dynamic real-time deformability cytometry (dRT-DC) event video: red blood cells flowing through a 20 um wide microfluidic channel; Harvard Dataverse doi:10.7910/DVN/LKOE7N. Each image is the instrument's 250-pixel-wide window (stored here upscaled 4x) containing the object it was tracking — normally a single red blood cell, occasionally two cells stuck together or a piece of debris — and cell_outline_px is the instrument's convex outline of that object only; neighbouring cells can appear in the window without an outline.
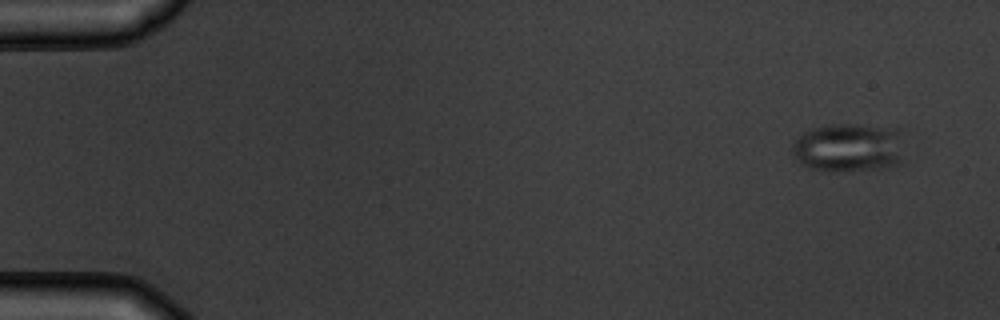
{"species": "common noctule bat (a hibernating species)", "species_latin": "Nyctalus noctula", "temperature_condition": "warm", "stored_images_in_passage": 5, "camera_frame_rate_fps": 3000, "um_per_image_px": 0.085, "animal": {"sex": "male", "body_mass_g": 19.5, "forearm_length_mm": 54.6}, "frame": {"image": 1, "passage_image": 1, "time_ms": 0.0, "image_size_px": [1000, 320], "cell_outline_px": [[904, 164], [884, 168], [828, 172], [812, 168], [804, 164], [792, 152], [792, 144], [804, 132], [812, 128], [828, 124], [856, 124], [900, 128]], "centroid_in_image_um": [72.22, 12.54], "position_along_channel_um": 12.8, "area_um2": 32.31}}